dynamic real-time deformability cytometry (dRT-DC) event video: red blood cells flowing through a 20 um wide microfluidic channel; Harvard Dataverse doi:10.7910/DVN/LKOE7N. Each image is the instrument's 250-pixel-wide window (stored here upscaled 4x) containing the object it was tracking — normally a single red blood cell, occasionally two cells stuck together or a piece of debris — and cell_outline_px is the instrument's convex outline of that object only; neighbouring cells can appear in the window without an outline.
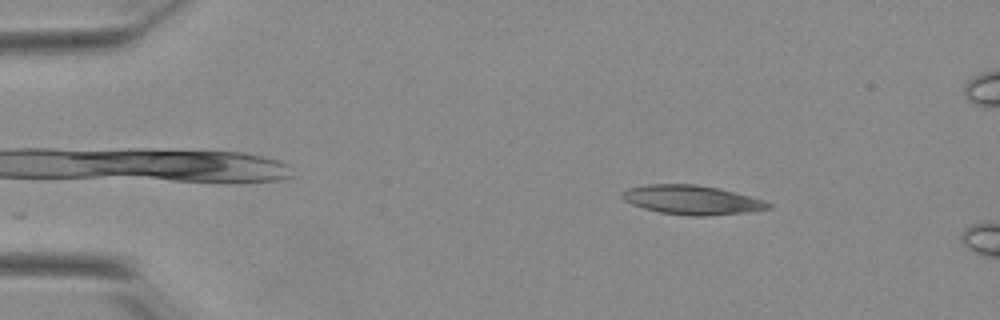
{"species": "Egyptian fruit bat (a non-hibernating species)", "species_latin": "Rousettus aegyptiacus", "temperature_condition": "warm", "stored_images_in_passage": 41, "camera_frame_rate_fps": 3000, "um_per_image_px": 0.085, "animal": {"sex": "female"}, "frame": {"image": 1, "passage_image": 1, "time_ms": 0.0, "image_size_px": [1000, 320], "cell_outline_px": [[772, 208], [748, 212], [704, 216], [688, 216], [660, 212], [644, 208], [632, 204], [624, 200], [620, 196], [620, 192], [628, 188], [648, 184], [696, 184], [716, 188], [764, 200], [772, 204]], "centroid_in_image_um": [58.78, 16.99], "position_along_channel_um": 26.2, "area_um2": 24.74}}